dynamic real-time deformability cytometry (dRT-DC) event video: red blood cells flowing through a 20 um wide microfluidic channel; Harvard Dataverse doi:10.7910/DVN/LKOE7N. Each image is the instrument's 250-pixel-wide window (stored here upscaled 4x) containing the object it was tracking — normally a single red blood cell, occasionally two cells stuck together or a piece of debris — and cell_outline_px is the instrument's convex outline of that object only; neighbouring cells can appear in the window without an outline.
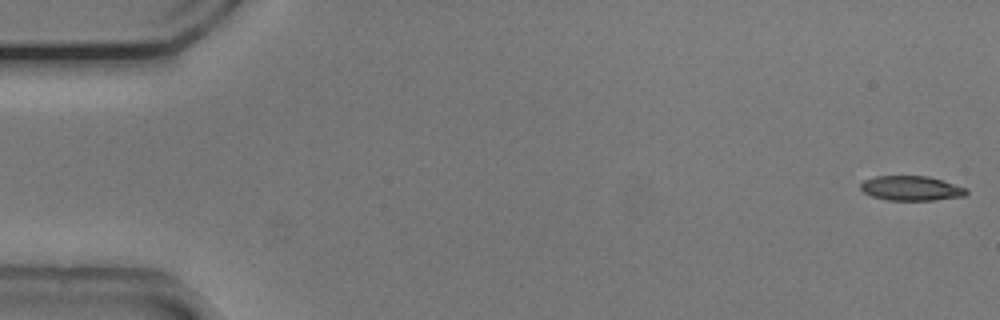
{"species": "common noctule bat (a hibernating species)", "species_latin": "Nyctalus noctula", "temperature_condition": "cold", "stored_images_in_passage": 51, "camera_frame_rate_fps": 3000, "um_per_image_px": 0.085, "animal": {"sex": "male", "body_mass_g": 20.5, "forearm_length_mm": 52.5}, "frame": {"image": 1, "passage_image": 1, "time_ms": 0.0, "image_size_px": [1000, 320], "cell_outline_px": [[968, 192], [964, 196], [936, 200], [888, 200], [872, 196], [864, 192], [860, 188], [860, 184], [864, 180], [876, 176], [928, 176], [968, 188]], "centroid_in_image_um": [77.47, 16.0], "position_along_channel_um": 7.5, "area_um2": 15.2}}
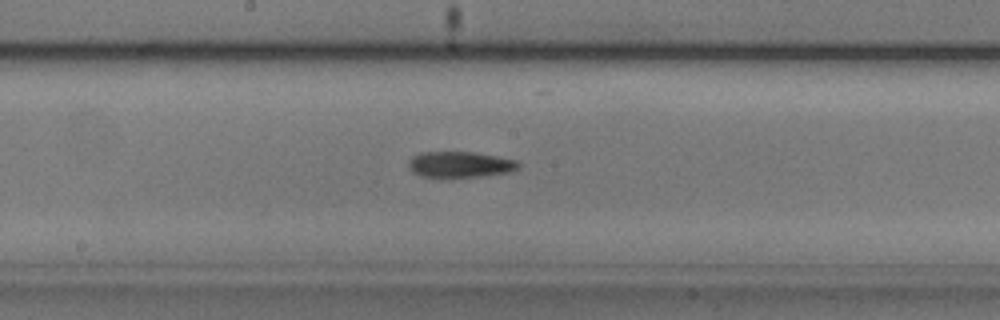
{"frame": {"image": 2, "passage_image": 28, "time_ms": 9.0, "image_size_px": [1000, 320], "cell_outline_px": [[520, 168], [512, 172], [480, 176], [420, 176], [412, 172], [408, 168], [408, 160], [412, 156], [420, 152], [472, 152], [496, 156], [516, 160], [520, 164]], "centroid_in_image_um": [39.1, 13.97], "position_along_channel_um": 209.1, "area_um2": 16.53}}
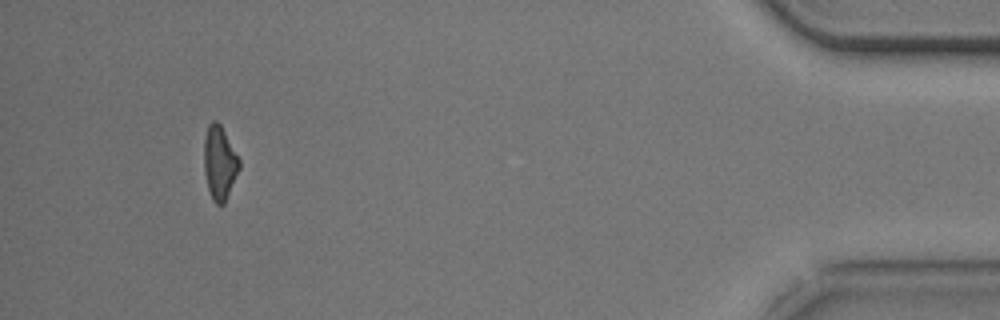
{"frame": {"image": 3, "passage_image": 50, "time_ms": 16.333, "image_size_px": [1000, 320], "cell_outline_px": [[240, 168], [224, 204], [216, 204], [212, 200], [208, 188], [204, 172], [204, 140], [208, 124], [212, 120], [216, 120], [220, 124], [240, 160]], "centroid_in_image_um": [18.65, 13.84], "position_along_channel_um": 416.5, "area_um2": 15.09}}